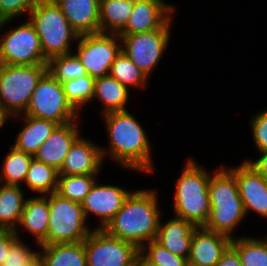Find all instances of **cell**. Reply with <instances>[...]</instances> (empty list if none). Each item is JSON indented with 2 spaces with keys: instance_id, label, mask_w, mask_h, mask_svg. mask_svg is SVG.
Returning a JSON list of instances; mask_svg holds the SVG:
<instances>
[{
  "instance_id": "obj_44",
  "label": "cell",
  "mask_w": 267,
  "mask_h": 266,
  "mask_svg": "<svg viewBox=\"0 0 267 266\" xmlns=\"http://www.w3.org/2000/svg\"><path fill=\"white\" fill-rule=\"evenodd\" d=\"M12 20H3L2 17L0 16V31L5 25H8L9 22L11 23Z\"/></svg>"
},
{
  "instance_id": "obj_42",
  "label": "cell",
  "mask_w": 267,
  "mask_h": 266,
  "mask_svg": "<svg viewBox=\"0 0 267 266\" xmlns=\"http://www.w3.org/2000/svg\"><path fill=\"white\" fill-rule=\"evenodd\" d=\"M24 266H42L39 254H37L27 265Z\"/></svg>"
},
{
  "instance_id": "obj_19",
  "label": "cell",
  "mask_w": 267,
  "mask_h": 266,
  "mask_svg": "<svg viewBox=\"0 0 267 266\" xmlns=\"http://www.w3.org/2000/svg\"><path fill=\"white\" fill-rule=\"evenodd\" d=\"M54 1L79 35L100 32V0Z\"/></svg>"
},
{
  "instance_id": "obj_8",
  "label": "cell",
  "mask_w": 267,
  "mask_h": 266,
  "mask_svg": "<svg viewBox=\"0 0 267 266\" xmlns=\"http://www.w3.org/2000/svg\"><path fill=\"white\" fill-rule=\"evenodd\" d=\"M23 114L65 125L80 118L81 113L67 100L62 84L46 71L38 81Z\"/></svg>"
},
{
  "instance_id": "obj_23",
  "label": "cell",
  "mask_w": 267,
  "mask_h": 266,
  "mask_svg": "<svg viewBox=\"0 0 267 266\" xmlns=\"http://www.w3.org/2000/svg\"><path fill=\"white\" fill-rule=\"evenodd\" d=\"M129 90L109 74L95 79L92 100L97 99L101 101L103 107L100 113L102 115L109 112L127 110L126 105L129 101Z\"/></svg>"
},
{
  "instance_id": "obj_12",
  "label": "cell",
  "mask_w": 267,
  "mask_h": 266,
  "mask_svg": "<svg viewBox=\"0 0 267 266\" xmlns=\"http://www.w3.org/2000/svg\"><path fill=\"white\" fill-rule=\"evenodd\" d=\"M0 35V64L39 65L47 64L40 39L34 26L26 19L19 26Z\"/></svg>"
},
{
  "instance_id": "obj_1",
  "label": "cell",
  "mask_w": 267,
  "mask_h": 266,
  "mask_svg": "<svg viewBox=\"0 0 267 266\" xmlns=\"http://www.w3.org/2000/svg\"><path fill=\"white\" fill-rule=\"evenodd\" d=\"M102 118L109 141L107 148L101 146L103 159L112 158L128 170L153 173L150 143L139 121L128 110L109 112Z\"/></svg>"
},
{
  "instance_id": "obj_41",
  "label": "cell",
  "mask_w": 267,
  "mask_h": 266,
  "mask_svg": "<svg viewBox=\"0 0 267 266\" xmlns=\"http://www.w3.org/2000/svg\"><path fill=\"white\" fill-rule=\"evenodd\" d=\"M12 118L13 116L0 104V130L5 126V123H7V120Z\"/></svg>"
},
{
  "instance_id": "obj_31",
  "label": "cell",
  "mask_w": 267,
  "mask_h": 266,
  "mask_svg": "<svg viewBox=\"0 0 267 266\" xmlns=\"http://www.w3.org/2000/svg\"><path fill=\"white\" fill-rule=\"evenodd\" d=\"M97 175H59L56 193L74 202L82 203L97 181Z\"/></svg>"
},
{
  "instance_id": "obj_43",
  "label": "cell",
  "mask_w": 267,
  "mask_h": 266,
  "mask_svg": "<svg viewBox=\"0 0 267 266\" xmlns=\"http://www.w3.org/2000/svg\"><path fill=\"white\" fill-rule=\"evenodd\" d=\"M134 266H153L146 262L140 255L137 257L135 265Z\"/></svg>"
},
{
  "instance_id": "obj_9",
  "label": "cell",
  "mask_w": 267,
  "mask_h": 266,
  "mask_svg": "<svg viewBox=\"0 0 267 266\" xmlns=\"http://www.w3.org/2000/svg\"><path fill=\"white\" fill-rule=\"evenodd\" d=\"M77 52L86 72L93 78L109 75L112 63L122 51V41L118 33L81 34Z\"/></svg>"
},
{
  "instance_id": "obj_33",
  "label": "cell",
  "mask_w": 267,
  "mask_h": 266,
  "mask_svg": "<svg viewBox=\"0 0 267 266\" xmlns=\"http://www.w3.org/2000/svg\"><path fill=\"white\" fill-rule=\"evenodd\" d=\"M67 100L80 113L83 106L92 101L95 78L87 75L61 83Z\"/></svg>"
},
{
  "instance_id": "obj_27",
  "label": "cell",
  "mask_w": 267,
  "mask_h": 266,
  "mask_svg": "<svg viewBox=\"0 0 267 266\" xmlns=\"http://www.w3.org/2000/svg\"><path fill=\"white\" fill-rule=\"evenodd\" d=\"M58 177L59 173L56 168L33 158L24 183L30 191L45 196L57 191Z\"/></svg>"
},
{
  "instance_id": "obj_37",
  "label": "cell",
  "mask_w": 267,
  "mask_h": 266,
  "mask_svg": "<svg viewBox=\"0 0 267 266\" xmlns=\"http://www.w3.org/2000/svg\"><path fill=\"white\" fill-rule=\"evenodd\" d=\"M39 0H0V16L3 20H14L23 14L29 15Z\"/></svg>"
},
{
  "instance_id": "obj_13",
  "label": "cell",
  "mask_w": 267,
  "mask_h": 266,
  "mask_svg": "<svg viewBox=\"0 0 267 266\" xmlns=\"http://www.w3.org/2000/svg\"><path fill=\"white\" fill-rule=\"evenodd\" d=\"M131 191L117 185H103L98 180L81 203L85 218L94 215L99 218L98 229H104L121 209ZM90 214V215H89Z\"/></svg>"
},
{
  "instance_id": "obj_30",
  "label": "cell",
  "mask_w": 267,
  "mask_h": 266,
  "mask_svg": "<svg viewBox=\"0 0 267 266\" xmlns=\"http://www.w3.org/2000/svg\"><path fill=\"white\" fill-rule=\"evenodd\" d=\"M109 74L128 89L133 87L142 89L148 83L146 74L123 51L120 52L112 63Z\"/></svg>"
},
{
  "instance_id": "obj_7",
  "label": "cell",
  "mask_w": 267,
  "mask_h": 266,
  "mask_svg": "<svg viewBox=\"0 0 267 266\" xmlns=\"http://www.w3.org/2000/svg\"><path fill=\"white\" fill-rule=\"evenodd\" d=\"M47 64H0V104L12 115L23 114Z\"/></svg>"
},
{
  "instance_id": "obj_21",
  "label": "cell",
  "mask_w": 267,
  "mask_h": 266,
  "mask_svg": "<svg viewBox=\"0 0 267 266\" xmlns=\"http://www.w3.org/2000/svg\"><path fill=\"white\" fill-rule=\"evenodd\" d=\"M49 223L48 195L26 198L21 219L15 233L22 239L18 228H24L32 233L38 245H46V235Z\"/></svg>"
},
{
  "instance_id": "obj_39",
  "label": "cell",
  "mask_w": 267,
  "mask_h": 266,
  "mask_svg": "<svg viewBox=\"0 0 267 266\" xmlns=\"http://www.w3.org/2000/svg\"><path fill=\"white\" fill-rule=\"evenodd\" d=\"M215 266H242L238 252L230 245Z\"/></svg>"
},
{
  "instance_id": "obj_36",
  "label": "cell",
  "mask_w": 267,
  "mask_h": 266,
  "mask_svg": "<svg viewBox=\"0 0 267 266\" xmlns=\"http://www.w3.org/2000/svg\"><path fill=\"white\" fill-rule=\"evenodd\" d=\"M251 135L259 153L267 152V110L257 111L250 121Z\"/></svg>"
},
{
  "instance_id": "obj_18",
  "label": "cell",
  "mask_w": 267,
  "mask_h": 266,
  "mask_svg": "<svg viewBox=\"0 0 267 266\" xmlns=\"http://www.w3.org/2000/svg\"><path fill=\"white\" fill-rule=\"evenodd\" d=\"M79 120L80 118L68 124L59 125L40 146L34 158L59 170L72 144L80 136Z\"/></svg>"
},
{
  "instance_id": "obj_32",
  "label": "cell",
  "mask_w": 267,
  "mask_h": 266,
  "mask_svg": "<svg viewBox=\"0 0 267 266\" xmlns=\"http://www.w3.org/2000/svg\"><path fill=\"white\" fill-rule=\"evenodd\" d=\"M47 71L60 83L87 75L85 67L75 53L50 58L47 62Z\"/></svg>"
},
{
  "instance_id": "obj_3",
  "label": "cell",
  "mask_w": 267,
  "mask_h": 266,
  "mask_svg": "<svg viewBox=\"0 0 267 266\" xmlns=\"http://www.w3.org/2000/svg\"><path fill=\"white\" fill-rule=\"evenodd\" d=\"M210 213L204 228L234 238V230L246 217L234 175L221 165L209 181ZM243 219V220H242Z\"/></svg>"
},
{
  "instance_id": "obj_11",
  "label": "cell",
  "mask_w": 267,
  "mask_h": 266,
  "mask_svg": "<svg viewBox=\"0 0 267 266\" xmlns=\"http://www.w3.org/2000/svg\"><path fill=\"white\" fill-rule=\"evenodd\" d=\"M87 266H134L140 249L97 227L84 240Z\"/></svg>"
},
{
  "instance_id": "obj_34",
  "label": "cell",
  "mask_w": 267,
  "mask_h": 266,
  "mask_svg": "<svg viewBox=\"0 0 267 266\" xmlns=\"http://www.w3.org/2000/svg\"><path fill=\"white\" fill-rule=\"evenodd\" d=\"M139 255L153 266H186L188 262L187 258L171 253L156 240L143 245Z\"/></svg>"
},
{
  "instance_id": "obj_20",
  "label": "cell",
  "mask_w": 267,
  "mask_h": 266,
  "mask_svg": "<svg viewBox=\"0 0 267 266\" xmlns=\"http://www.w3.org/2000/svg\"><path fill=\"white\" fill-rule=\"evenodd\" d=\"M197 227L189 221L174 216L167 222L159 221L156 241L171 253L187 258L193 232Z\"/></svg>"
},
{
  "instance_id": "obj_25",
  "label": "cell",
  "mask_w": 267,
  "mask_h": 266,
  "mask_svg": "<svg viewBox=\"0 0 267 266\" xmlns=\"http://www.w3.org/2000/svg\"><path fill=\"white\" fill-rule=\"evenodd\" d=\"M21 186L0 183V229L16 230L26 199Z\"/></svg>"
},
{
  "instance_id": "obj_28",
  "label": "cell",
  "mask_w": 267,
  "mask_h": 266,
  "mask_svg": "<svg viewBox=\"0 0 267 266\" xmlns=\"http://www.w3.org/2000/svg\"><path fill=\"white\" fill-rule=\"evenodd\" d=\"M231 246L238 252L242 266H267V235L234 237Z\"/></svg>"
},
{
  "instance_id": "obj_2",
  "label": "cell",
  "mask_w": 267,
  "mask_h": 266,
  "mask_svg": "<svg viewBox=\"0 0 267 266\" xmlns=\"http://www.w3.org/2000/svg\"><path fill=\"white\" fill-rule=\"evenodd\" d=\"M157 194L155 189L132 191L104 230L139 249L155 240L161 218Z\"/></svg>"
},
{
  "instance_id": "obj_35",
  "label": "cell",
  "mask_w": 267,
  "mask_h": 266,
  "mask_svg": "<svg viewBox=\"0 0 267 266\" xmlns=\"http://www.w3.org/2000/svg\"><path fill=\"white\" fill-rule=\"evenodd\" d=\"M38 251H32L21 239H17L9 248L7 257L2 266H24L27 265Z\"/></svg>"
},
{
  "instance_id": "obj_4",
  "label": "cell",
  "mask_w": 267,
  "mask_h": 266,
  "mask_svg": "<svg viewBox=\"0 0 267 266\" xmlns=\"http://www.w3.org/2000/svg\"><path fill=\"white\" fill-rule=\"evenodd\" d=\"M176 180L173 211L176 217L204 227L210 213L209 181L212 172L189 158Z\"/></svg>"
},
{
  "instance_id": "obj_17",
  "label": "cell",
  "mask_w": 267,
  "mask_h": 266,
  "mask_svg": "<svg viewBox=\"0 0 267 266\" xmlns=\"http://www.w3.org/2000/svg\"><path fill=\"white\" fill-rule=\"evenodd\" d=\"M232 238L204 227H197L192 236L188 262L198 266H215L231 245Z\"/></svg>"
},
{
  "instance_id": "obj_45",
  "label": "cell",
  "mask_w": 267,
  "mask_h": 266,
  "mask_svg": "<svg viewBox=\"0 0 267 266\" xmlns=\"http://www.w3.org/2000/svg\"><path fill=\"white\" fill-rule=\"evenodd\" d=\"M186 266H198V265H194V264H192V263H190V262H187V263H186Z\"/></svg>"
},
{
  "instance_id": "obj_14",
  "label": "cell",
  "mask_w": 267,
  "mask_h": 266,
  "mask_svg": "<svg viewBox=\"0 0 267 266\" xmlns=\"http://www.w3.org/2000/svg\"><path fill=\"white\" fill-rule=\"evenodd\" d=\"M235 177L246 215L251 211L267 219V180L245 160L227 168Z\"/></svg>"
},
{
  "instance_id": "obj_29",
  "label": "cell",
  "mask_w": 267,
  "mask_h": 266,
  "mask_svg": "<svg viewBox=\"0 0 267 266\" xmlns=\"http://www.w3.org/2000/svg\"><path fill=\"white\" fill-rule=\"evenodd\" d=\"M11 147V150L4 156V162H2L0 183L20 186V184L24 183L34 156L18 150L14 146Z\"/></svg>"
},
{
  "instance_id": "obj_38",
  "label": "cell",
  "mask_w": 267,
  "mask_h": 266,
  "mask_svg": "<svg viewBox=\"0 0 267 266\" xmlns=\"http://www.w3.org/2000/svg\"><path fill=\"white\" fill-rule=\"evenodd\" d=\"M18 239L14 230L0 229V266L7 257L10 246Z\"/></svg>"
},
{
  "instance_id": "obj_5",
  "label": "cell",
  "mask_w": 267,
  "mask_h": 266,
  "mask_svg": "<svg viewBox=\"0 0 267 266\" xmlns=\"http://www.w3.org/2000/svg\"><path fill=\"white\" fill-rule=\"evenodd\" d=\"M40 39L44 57L71 53V43L78 41L79 33L70 25L54 0H39L28 15Z\"/></svg>"
},
{
  "instance_id": "obj_15",
  "label": "cell",
  "mask_w": 267,
  "mask_h": 266,
  "mask_svg": "<svg viewBox=\"0 0 267 266\" xmlns=\"http://www.w3.org/2000/svg\"><path fill=\"white\" fill-rule=\"evenodd\" d=\"M175 10V6L167 4L164 0L134 1L132 14L126 26L118 34L142 33L161 29L173 18Z\"/></svg>"
},
{
  "instance_id": "obj_22",
  "label": "cell",
  "mask_w": 267,
  "mask_h": 266,
  "mask_svg": "<svg viewBox=\"0 0 267 266\" xmlns=\"http://www.w3.org/2000/svg\"><path fill=\"white\" fill-rule=\"evenodd\" d=\"M23 118V128L18 133L14 147L22 152L34 156L44 141L59 126L51 120L39 119L23 114L13 116L14 119ZM23 116V117H22Z\"/></svg>"
},
{
  "instance_id": "obj_10",
  "label": "cell",
  "mask_w": 267,
  "mask_h": 266,
  "mask_svg": "<svg viewBox=\"0 0 267 266\" xmlns=\"http://www.w3.org/2000/svg\"><path fill=\"white\" fill-rule=\"evenodd\" d=\"M172 20L171 18L161 29L154 31L118 34L122 41V51L148 79L169 44Z\"/></svg>"
},
{
  "instance_id": "obj_6",
  "label": "cell",
  "mask_w": 267,
  "mask_h": 266,
  "mask_svg": "<svg viewBox=\"0 0 267 266\" xmlns=\"http://www.w3.org/2000/svg\"><path fill=\"white\" fill-rule=\"evenodd\" d=\"M49 223L46 245L78 243L91 233L86 224L82 205L61 197L58 193L48 194Z\"/></svg>"
},
{
  "instance_id": "obj_40",
  "label": "cell",
  "mask_w": 267,
  "mask_h": 266,
  "mask_svg": "<svg viewBox=\"0 0 267 266\" xmlns=\"http://www.w3.org/2000/svg\"><path fill=\"white\" fill-rule=\"evenodd\" d=\"M258 154L260 156L255 161L250 159H246L245 161L267 180V152Z\"/></svg>"
},
{
  "instance_id": "obj_26",
  "label": "cell",
  "mask_w": 267,
  "mask_h": 266,
  "mask_svg": "<svg viewBox=\"0 0 267 266\" xmlns=\"http://www.w3.org/2000/svg\"><path fill=\"white\" fill-rule=\"evenodd\" d=\"M133 4L131 0H100V32L119 33L132 14Z\"/></svg>"
},
{
  "instance_id": "obj_24",
  "label": "cell",
  "mask_w": 267,
  "mask_h": 266,
  "mask_svg": "<svg viewBox=\"0 0 267 266\" xmlns=\"http://www.w3.org/2000/svg\"><path fill=\"white\" fill-rule=\"evenodd\" d=\"M42 266H87L84 241L39 245Z\"/></svg>"
},
{
  "instance_id": "obj_16",
  "label": "cell",
  "mask_w": 267,
  "mask_h": 266,
  "mask_svg": "<svg viewBox=\"0 0 267 266\" xmlns=\"http://www.w3.org/2000/svg\"><path fill=\"white\" fill-rule=\"evenodd\" d=\"M101 146L80 135L65 156L59 175H99L103 168Z\"/></svg>"
}]
</instances>
